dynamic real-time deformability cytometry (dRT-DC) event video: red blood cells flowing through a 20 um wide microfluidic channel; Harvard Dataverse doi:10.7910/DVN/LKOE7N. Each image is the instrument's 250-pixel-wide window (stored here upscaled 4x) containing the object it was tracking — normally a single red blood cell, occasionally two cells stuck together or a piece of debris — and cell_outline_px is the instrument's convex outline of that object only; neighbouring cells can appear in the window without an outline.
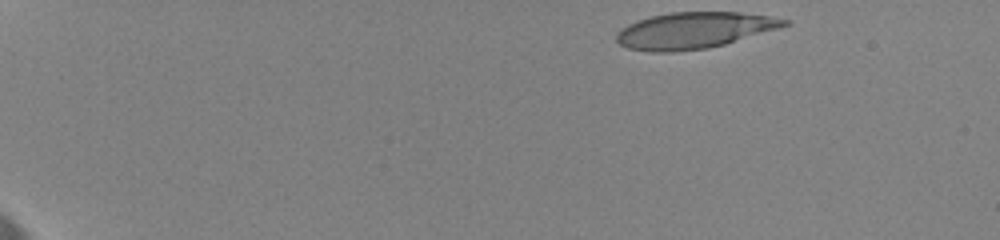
{"species": "human", "species_latin": "Homo sapiens", "temperature_condition": "cold", "stored_images_in_passage": 74, "camera_frame_rate_fps": 3000, "um_per_image_px": 0.085, "donor": {"sex": "female"}, "frame": {"image": 1, "passage_image": 1, "time_ms": 0.0, "image_size_px": [1000, 240], "cell_outline_px": [[792, 24], [724, 44], [708, 48], [672, 52], [648, 52], [628, 48], [620, 44], [616, 40], [616, 32], [628, 24], [652, 16], [672, 12], [740, 12], [768, 16], [792, 20]], "centroid_in_image_um": [59.0, 2.58], "position_along_channel_um": 26.0, "area_um2": 35.37}}
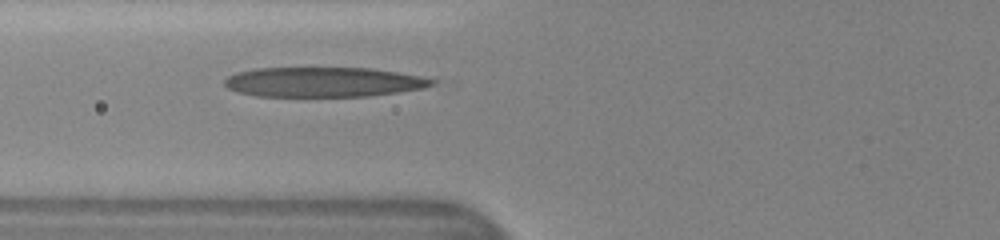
{"frame": {"image": 2, "passage_image": 28, "time_ms": 5.667, "image_size_px": [1000, 240], "cell_outline_px": [[436, 84], [424, 88], [368, 96], [256, 96], [236, 92], [228, 88], [224, 84], [224, 80], [228, 76], [236, 72], [256, 68], [372, 68], [436, 76]], "centroid_in_image_um": [27.62, 6.96], "position_along_channel_um": 98.2, "area_um2": 36.7}}
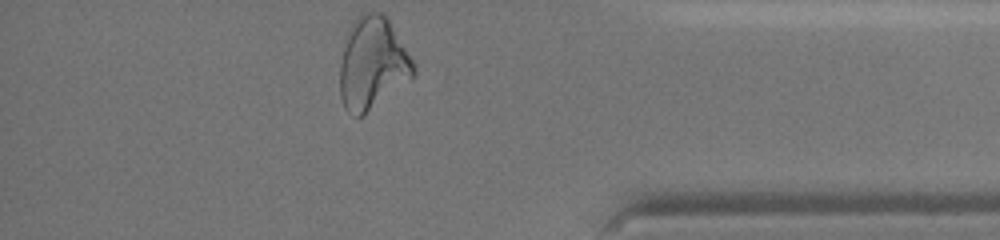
{"frame": {"image": 3, "passage_image": 74, "time_ms": 14.667, "image_size_px": [1000, 240], "cell_outline_px": [[416, 72], [412, 76], [364, 116], [356, 116], [348, 112], [344, 108], [340, 96], [340, 64], [344, 36], [352, 20], [360, 12], [380, 12], [388, 20], [416, 64]], "centroid_in_image_um": [31.62, 5.37], "position_along_channel_um": 403.6, "area_um2": 39.71}, "authors_computed_cell_mechanics": {"area_um2": 36.0094, "velocity_mm_per_s": 3.555, "shape_relaxation_time_tau1_ms": 6.345, "shape_relaxation_time_tau2_ms": 2.4881, "deformation_change_tau1": 0.2467, "deformation_change_tau2": 0.1502}}